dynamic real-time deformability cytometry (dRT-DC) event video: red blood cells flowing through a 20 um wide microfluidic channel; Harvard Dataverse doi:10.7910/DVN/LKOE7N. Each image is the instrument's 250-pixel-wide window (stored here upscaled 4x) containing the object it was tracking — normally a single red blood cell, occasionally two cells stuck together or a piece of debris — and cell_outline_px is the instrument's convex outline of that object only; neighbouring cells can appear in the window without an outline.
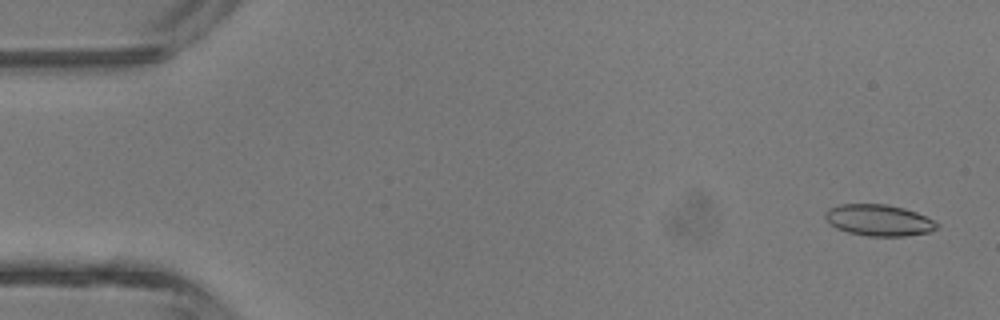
{"species": "common noctule bat (a hibernating species)", "species_latin": "Nyctalus noctula", "temperature_condition": "room temperature", "stored_images_in_passage": 3, "camera_frame_rate_fps": 3000, "um_per_image_px": 0.085, "animal": {"sex": "male", "body_mass_g": 13.3}, "frame": {"image": 1, "passage_image": 1, "time_ms": 0.0, "image_size_px": [1000, 320], "cell_outline_px": [[940, 224], [936, 228], [928, 232], [904, 236], [868, 236], [848, 232], [836, 228], [824, 216], [824, 212], [828, 208], [840, 204], [888, 204], [904, 208], [916, 212]], "centroid_in_image_um": [74.68, 18.71], "position_along_channel_um": 10.3, "area_um2": 20.29}}
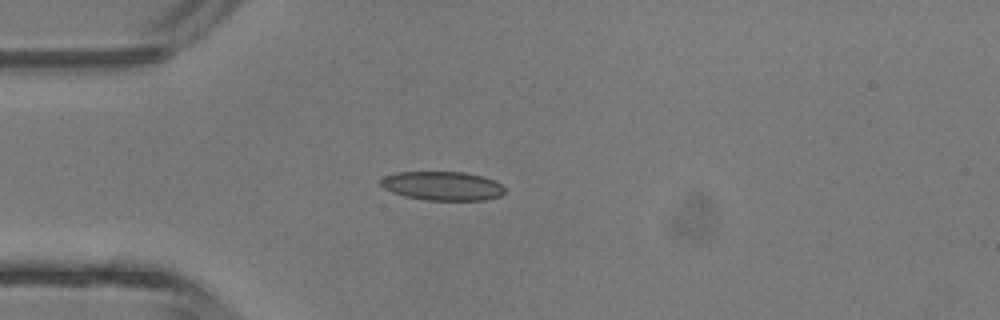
{"frame": {"image": 2, "passage_image": 3, "time_ms": 3.333, "image_size_px": [1000, 320], "cell_outline_px": [[504, 192], [500, 196], [484, 200], [428, 200], [404, 196], [392, 192], [384, 188], [380, 184], [380, 180], [384, 176], [396, 172], [464, 172], [484, 176], [500, 184], [504, 188]], "centroid_in_image_um": [37.59, 15.8], "position_along_channel_um": 47.4, "area_um2": 20.87}}